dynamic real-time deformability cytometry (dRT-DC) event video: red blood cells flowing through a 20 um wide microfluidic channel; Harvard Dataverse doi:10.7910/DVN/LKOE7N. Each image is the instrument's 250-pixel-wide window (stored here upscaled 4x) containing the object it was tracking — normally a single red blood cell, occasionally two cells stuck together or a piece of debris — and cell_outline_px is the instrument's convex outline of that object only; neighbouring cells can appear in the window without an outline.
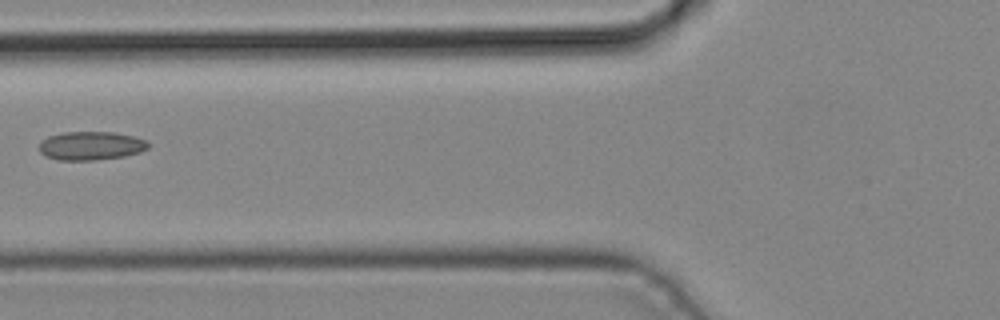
{"species": "common noctule bat (a hibernating species)", "species_latin": "Nyctalus noctula", "temperature_condition": "cold", "stored_images_in_passage": 3, "camera_frame_rate_fps": 3000, "um_per_image_px": 0.085, "animal": {"sex": "male", "body_mass_g": 19.2, "forearm_length_mm": 51.8}, "frame": {"image": 1, "passage_image": 3, "time_ms": 0.667, "image_size_px": [1000, 320], "cell_outline_px": [[148, 148], [140, 152], [124, 156], [92, 160], [60, 160], [44, 156], [40, 152], [40, 140], [48, 136], [64, 132], [112, 132], [132, 136], [144, 140], [148, 144]], "centroid_in_image_um": [7.68, 12.39], "position_along_channel_um": 118.1, "area_um2": 18.03}}